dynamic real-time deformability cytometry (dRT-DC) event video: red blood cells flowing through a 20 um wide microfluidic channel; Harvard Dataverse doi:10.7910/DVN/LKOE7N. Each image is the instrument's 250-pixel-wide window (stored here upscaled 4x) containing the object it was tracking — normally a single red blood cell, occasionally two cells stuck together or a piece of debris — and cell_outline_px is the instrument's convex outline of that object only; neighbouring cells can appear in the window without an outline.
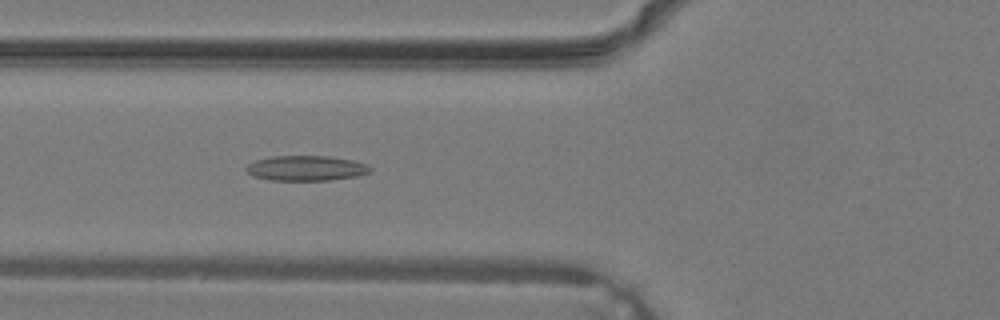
{"species": "common noctule bat (a hibernating species)", "species_latin": "Nyctalus noctula", "temperature_condition": "warm", "stored_images_in_passage": 39, "camera_frame_rate_fps": 3000, "um_per_image_px": 0.085, "animal": {"sex": "male", "body_mass_g": 19.2, "forearm_length_mm": 51.8}, "frame": {"image": 1, "passage_image": 15, "time_ms": 4.667, "image_size_px": [1000, 320], "cell_outline_px": [[372, 168], [368, 172], [356, 176], [328, 180], [272, 180], [256, 176], [248, 172], [244, 168], [248, 164], [256, 160], [276, 156], [328, 156], [352, 160], [368, 164]], "centroid_in_image_um": [26.04, 14.29], "position_along_channel_um": 99.8, "area_um2": 17.86}}
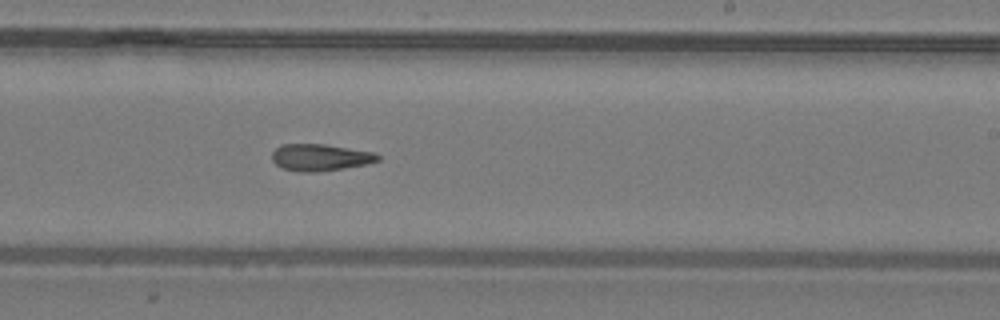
{"frame": {"image": 2, "passage_image": 24, "time_ms": 7.667, "image_size_px": [1000, 320], "cell_outline_px": [[380, 160], [364, 164], [344, 168], [316, 172], [300, 172], [284, 168], [276, 164], [272, 160], [272, 152], [280, 144], [324, 144], [376, 152], [380, 156]], "centroid_in_image_um": [27.22, 13.37], "position_along_channel_um": 261.8, "area_um2": 16.53}}
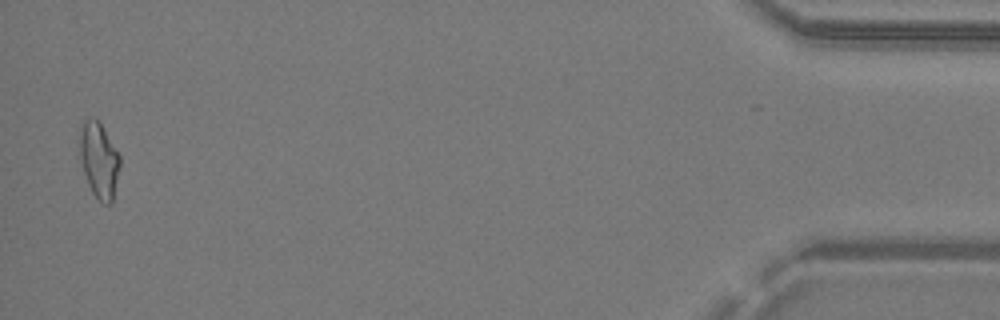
{"frame": {"image": 3, "passage_image": 38, "time_ms": 12.333, "image_size_px": [1000, 320], "cell_outline_px": [[120, 168], [112, 204], [104, 204], [92, 192], [88, 184], [84, 172], [80, 156], [80, 132], [84, 120], [96, 120], [100, 124], [120, 156]], "centroid_in_image_um": [8.44, 13.68], "position_along_channel_um": 426.8, "area_um2": 17.22}}